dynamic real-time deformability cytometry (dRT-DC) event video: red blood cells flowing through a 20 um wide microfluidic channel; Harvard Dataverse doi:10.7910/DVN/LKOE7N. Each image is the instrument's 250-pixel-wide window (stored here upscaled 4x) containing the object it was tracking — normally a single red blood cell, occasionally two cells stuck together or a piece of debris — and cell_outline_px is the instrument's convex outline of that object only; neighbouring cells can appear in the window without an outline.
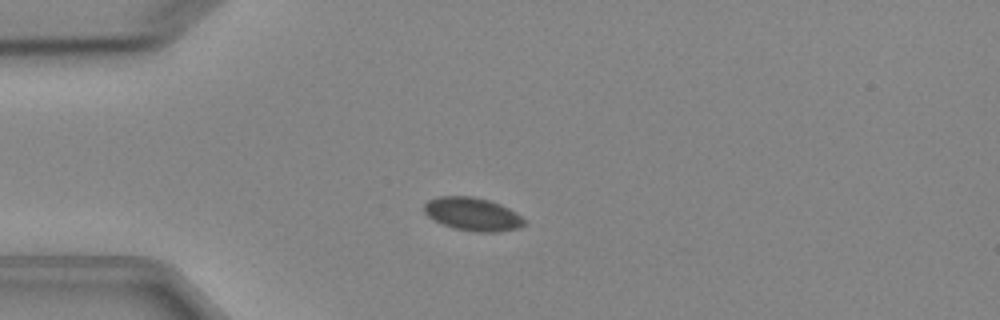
{"species": "Egyptian fruit bat (a non-hibernating species)", "species_latin": "Rousettus aegyptiacus", "temperature_condition": "cold", "stored_images_in_passage": 7, "camera_frame_rate_fps": 3000, "um_per_image_px": 0.085, "animal": {"sex": "female"}, "frame": {"image": 1, "passage_image": 3, "time_ms": 3.333, "image_size_px": [1000, 320], "cell_outline_px": [[524, 224], [520, 228], [496, 232], [476, 232], [452, 228], [428, 216], [424, 212], [424, 204], [428, 200], [436, 196], [472, 196], [488, 200], [500, 204], [516, 212], [524, 220]], "centroid_in_image_um": [40.16, 18.2], "position_along_channel_um": 44.8, "area_um2": 19.31}}
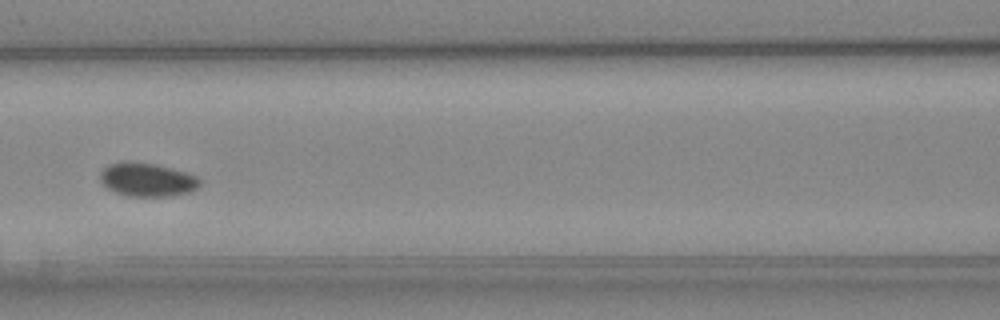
{"frame": {"image": 2, "passage_image": 6, "time_ms": 6.667, "image_size_px": [1000, 320], "cell_outline_px": [[200, 184], [196, 188], [188, 192], [172, 196], [128, 196], [116, 192], [108, 188], [100, 180], [100, 172], [108, 164], [124, 160], [156, 164], [188, 172], [196, 176], [200, 180]], "centroid_in_image_um": [12.5, 15.25], "position_along_channel_um": 154.1, "area_um2": 19.59}}
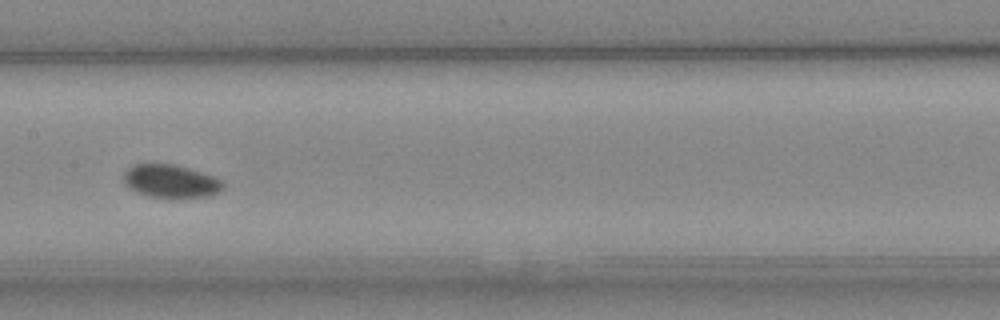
{"frame": {"image": 3, "passage_image": 7, "time_ms": 7.667, "image_size_px": [1000, 320], "cell_outline_px": [[224, 188], [220, 192], [208, 196], [172, 200], [168, 200], [148, 196], [136, 192], [128, 188], [124, 184], [124, 172], [132, 164], [176, 164], [224, 180]], "centroid_in_image_um": [14.52, 15.44], "position_along_channel_um": 192.9, "area_um2": 19.88}}